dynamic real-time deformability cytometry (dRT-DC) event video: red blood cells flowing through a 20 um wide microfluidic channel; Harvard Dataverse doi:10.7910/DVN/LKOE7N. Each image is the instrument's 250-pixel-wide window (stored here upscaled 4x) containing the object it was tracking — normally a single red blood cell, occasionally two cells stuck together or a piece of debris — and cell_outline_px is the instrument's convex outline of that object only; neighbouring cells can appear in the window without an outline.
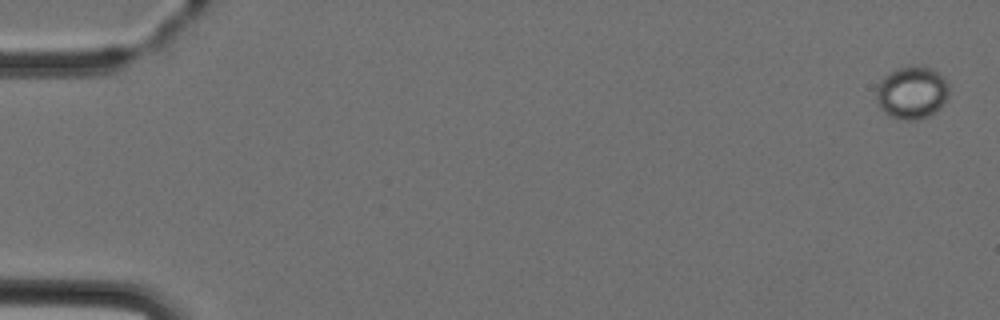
{"species": "Egyptian fruit bat (a non-hibernating species)", "species_latin": "Rousettus aegyptiacus", "temperature_condition": "cold", "stored_images_in_passage": 3, "camera_frame_rate_fps": 3000, "um_per_image_px": 0.085, "animal": {"sex": "female"}, "frame": {"image": 1, "passage_image": 3, "time_ms": 2.333, "image_size_px": [1000, 320], "cell_outline_px": [[948, 96], [936, 112], [928, 116], [916, 120], [904, 120], [892, 116], [884, 112], [880, 108], [876, 100], [876, 84], [888, 72], [900, 68], [932, 68], [944, 76], [948, 84]], "centroid_in_image_um": [77.49, 7.89], "position_along_channel_um": 7.5, "area_um2": 22.14}}